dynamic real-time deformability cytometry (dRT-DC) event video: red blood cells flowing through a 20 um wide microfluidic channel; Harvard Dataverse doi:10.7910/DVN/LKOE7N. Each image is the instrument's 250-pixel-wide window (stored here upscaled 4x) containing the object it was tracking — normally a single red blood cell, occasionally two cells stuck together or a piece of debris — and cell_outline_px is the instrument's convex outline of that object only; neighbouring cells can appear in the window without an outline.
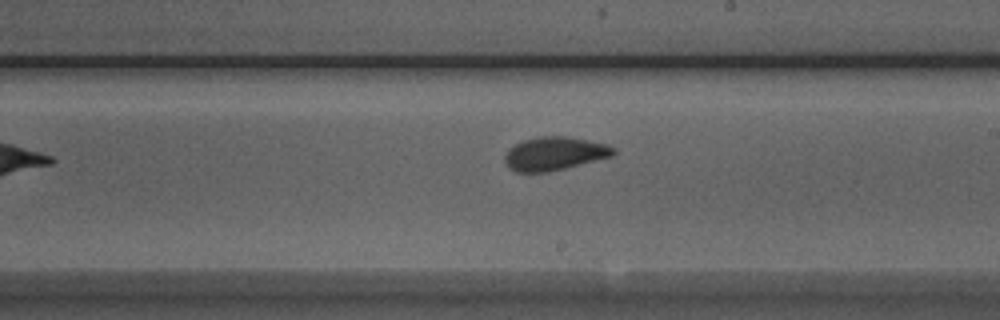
{"species": "Egyptian fruit bat (a non-hibernating species)", "species_latin": "Rousettus aegyptiacus", "temperature_condition": "room temperature", "stored_images_in_passage": 10, "camera_frame_rate_fps": 3000, "um_per_image_px": 0.085, "animal": {"sex": "male"}, "frame": {"image": 1, "passage_image": 9, "time_ms": 2.667, "image_size_px": [1000, 320], "cell_outline_px": [[616, 152], [612, 156], [548, 172], [516, 172], [508, 168], [504, 160], [504, 156], [508, 148], [524, 140], [540, 136], [564, 136], [608, 144], [616, 148]], "centroid_in_image_um": [47.11, 13.06], "position_along_channel_um": 241.9, "area_um2": 21.1}}